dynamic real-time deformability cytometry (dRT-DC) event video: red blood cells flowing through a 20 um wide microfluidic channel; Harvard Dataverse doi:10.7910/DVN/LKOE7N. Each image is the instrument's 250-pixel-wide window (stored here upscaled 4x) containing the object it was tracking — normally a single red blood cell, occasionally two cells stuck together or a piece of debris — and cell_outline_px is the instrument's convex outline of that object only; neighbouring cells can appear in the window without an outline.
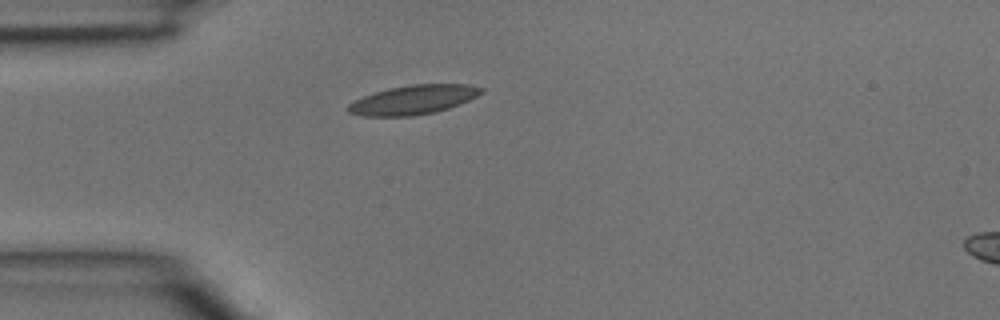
{"species": "common noctule bat (a hibernating species)", "species_latin": "Nyctalus noctula", "temperature_condition": "room temperature", "stored_images_in_passage": 1, "camera_frame_rate_fps": 3000, "um_per_image_px": 0.085, "animal": {"sex": "male", "body_mass_g": 15.6}, "frame": {"image": 1, "passage_image": 1, "time_ms": 0.0, "image_size_px": [1000, 320], "cell_outline_px": [[484, 92], [460, 104], [448, 108], [432, 112], [412, 116], [360, 116], [348, 112], [348, 104], [364, 96], [388, 88], [412, 84], [468, 84], [484, 88]], "centroid_in_image_um": [35.14, 8.47], "position_along_channel_um": 49.9, "area_um2": 22.48}}